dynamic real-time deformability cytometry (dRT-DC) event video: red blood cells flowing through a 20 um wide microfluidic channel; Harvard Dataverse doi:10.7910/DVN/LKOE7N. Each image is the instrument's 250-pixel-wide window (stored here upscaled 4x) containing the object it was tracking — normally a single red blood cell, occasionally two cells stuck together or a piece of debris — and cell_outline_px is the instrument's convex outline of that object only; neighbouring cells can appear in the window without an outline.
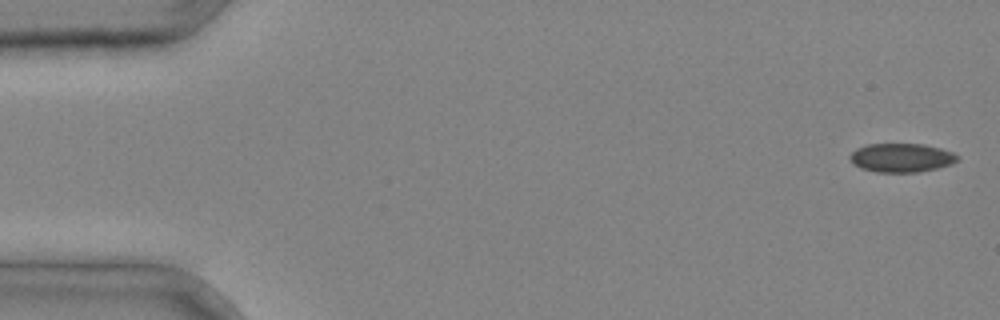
{"species": "common noctule bat (a hibernating species)", "species_latin": "Nyctalus noctula", "temperature_condition": "cold", "stored_images_in_passage": 5, "camera_frame_rate_fps": 3000, "um_per_image_px": 0.085, "animal": {"sex": "male", "body_mass_g": 20.4}, "frame": {"image": 1, "passage_image": 1, "time_ms": 0.0, "image_size_px": [1000, 320], "cell_outline_px": [[960, 160], [952, 164], [920, 172], [876, 172], [860, 168], [848, 156], [856, 148], [868, 144], [924, 144], [940, 148], [952, 152], [960, 156]], "centroid_in_image_um": [76.66, 13.4], "position_along_channel_um": 8.3, "area_um2": 18.09}}
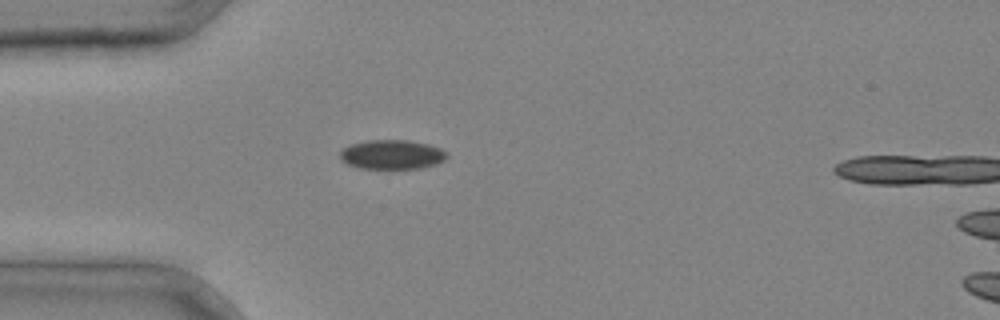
{"frame": {"image": 2, "passage_image": 4, "time_ms": 1.0, "image_size_px": [1000, 320], "cell_outline_px": [[448, 156], [444, 160], [436, 164], [420, 168], [360, 168], [348, 164], [340, 160], [340, 152], [344, 148], [352, 144], [368, 140], [408, 140], [428, 144], [440, 148], [448, 152]], "centroid_in_image_um": [33.33, 13.13], "position_along_channel_um": 51.7, "area_um2": 18.21}}